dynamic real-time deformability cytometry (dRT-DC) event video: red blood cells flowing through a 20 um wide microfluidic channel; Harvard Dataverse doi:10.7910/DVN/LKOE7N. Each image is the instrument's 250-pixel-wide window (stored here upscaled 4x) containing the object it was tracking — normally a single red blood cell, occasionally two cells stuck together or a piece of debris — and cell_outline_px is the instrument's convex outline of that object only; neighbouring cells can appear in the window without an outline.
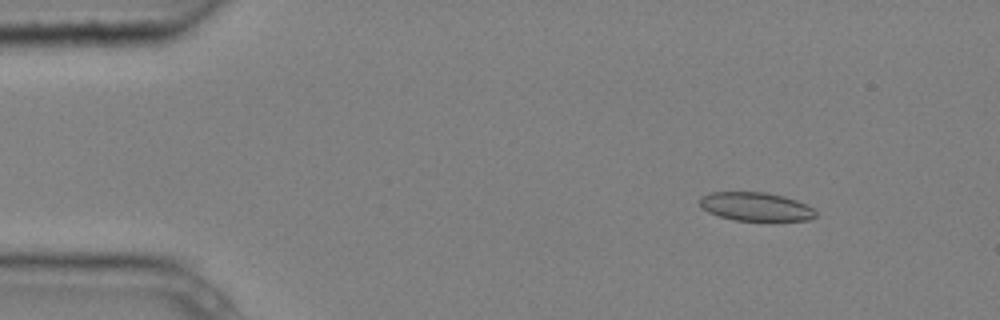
{"species": "common noctule bat (a hibernating species)", "species_latin": "Nyctalus noctula", "temperature_condition": "cold", "stored_images_in_passage": 9, "camera_frame_rate_fps": 3000, "um_per_image_px": 0.085, "animal": {"sex": "male", "body_mass_g": 20.4}, "frame": {"image": 1, "passage_image": 3, "time_ms": 0.667, "image_size_px": [1000, 320], "cell_outline_px": [[816, 216], [808, 220], [736, 220], [720, 216], [708, 212], [700, 204], [700, 196], [712, 192], [764, 192], [784, 196], [808, 204], [816, 212]], "centroid_in_image_um": [64.25, 17.55], "position_along_channel_um": 20.7, "area_um2": 19.13}}
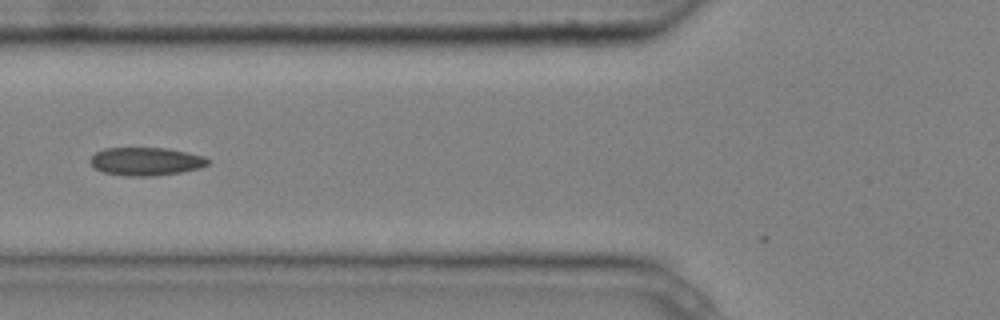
{"frame": {"image": 2, "passage_image": 6, "time_ms": 1.667, "image_size_px": [1000, 320], "cell_outline_px": [[212, 160], [208, 164], [200, 168], [180, 172], [152, 176], [124, 176], [104, 172], [96, 168], [88, 160], [96, 152], [104, 148], [168, 148], [188, 152], [204, 156]], "centroid_in_image_um": [12.43, 13.71], "position_along_channel_um": 113.4, "area_um2": 19.36}}
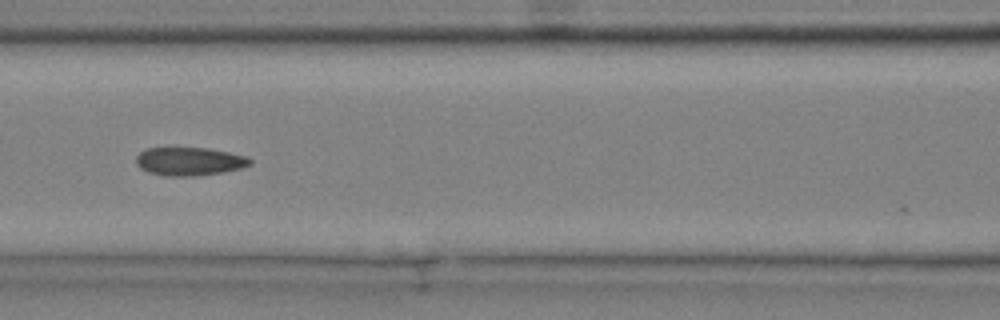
{"frame": {"image": 3, "passage_image": 7, "time_ms": 2.0, "image_size_px": [1000, 320], "cell_outline_px": [[252, 164], [240, 168], [224, 172], [196, 176], [164, 176], [148, 172], [140, 168], [136, 164], [136, 156], [140, 152], [148, 148], [208, 148], [248, 156], [252, 160]], "centroid_in_image_um": [16.11, 13.72], "position_along_channel_um": 150.5, "area_um2": 18.9}}